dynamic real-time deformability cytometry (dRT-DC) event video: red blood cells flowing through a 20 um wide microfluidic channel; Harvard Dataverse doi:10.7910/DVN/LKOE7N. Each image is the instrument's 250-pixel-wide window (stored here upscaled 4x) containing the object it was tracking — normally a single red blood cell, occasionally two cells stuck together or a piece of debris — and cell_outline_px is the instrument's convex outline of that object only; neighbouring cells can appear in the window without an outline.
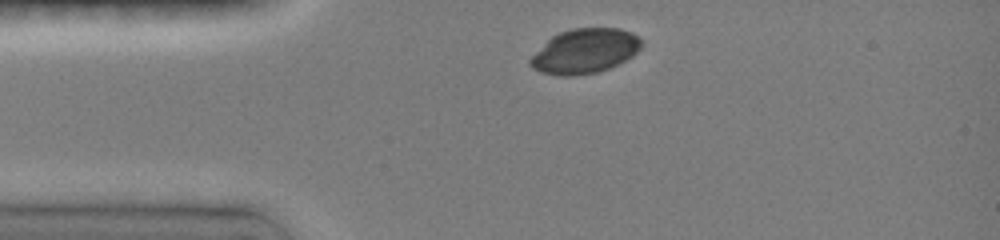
{"species": "common noctule bat (a hibernating species)", "species_latin": "Nyctalus noctula", "temperature_condition": "room temperature", "stored_images_in_passage": 2, "camera_frame_rate_fps": 3000, "um_per_image_px": 0.085, "animal": {"sex": "female", "body_mass_g": 19.0, "forearm_length_mm": 51.5}, "frame": {"image": 1, "passage_image": 1, "time_ms": 0.0, "image_size_px": [1000, 240], "cell_outline_px": [[644, 44], [632, 56], [608, 68], [596, 72], [572, 76], [560, 76], [540, 72], [532, 68], [528, 64], [528, 60], [552, 36], [560, 32], [572, 28], [620, 28], [632, 32], [640, 36]], "centroid_in_image_um": [49.72, 4.33], "position_along_channel_um": 35.3, "area_um2": 28.9}}